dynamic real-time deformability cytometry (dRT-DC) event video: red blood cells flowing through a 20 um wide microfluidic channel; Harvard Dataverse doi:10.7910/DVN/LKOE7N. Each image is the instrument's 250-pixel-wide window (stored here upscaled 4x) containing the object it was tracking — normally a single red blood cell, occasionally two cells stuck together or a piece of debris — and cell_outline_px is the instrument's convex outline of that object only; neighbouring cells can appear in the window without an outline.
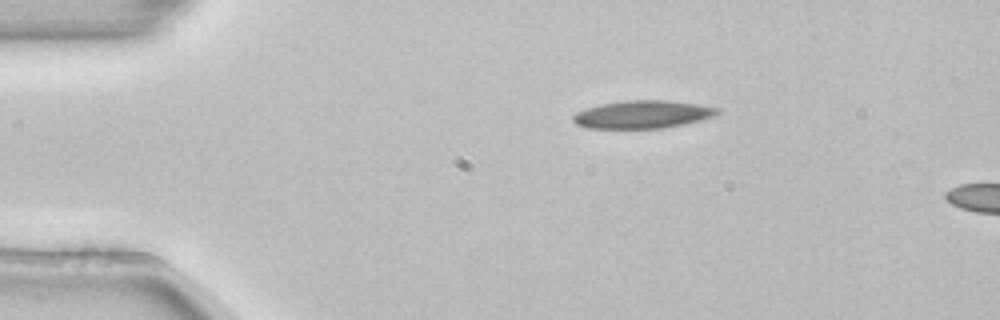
{"species": "common noctule bat (a hibernating species)", "species_latin": "Nyctalus noctula", "temperature_condition": "room temperature", "stored_images_in_passage": 2, "segment_of_instrument_passage": [1, 2], "camera_frame_rate_fps": 3000, "um_per_image_px": 0.085, "animal": {"sex": "female", "body_mass_g": 22.7, "forearm_length_mm": 54.2}, "frame": {"image": 1, "passage_image": 1, "time_ms": 0.0, "image_size_px": [1000, 320], "cell_outline_px": [[720, 112], [716, 116], [684, 124], [664, 128], [584, 128], [576, 124], [572, 120], [572, 116], [576, 112], [600, 104], [628, 100], [664, 100], [696, 104], [720, 108]], "centroid_in_image_um": [54.62, 9.73], "position_along_channel_um": 30.4, "area_um2": 23.41}}